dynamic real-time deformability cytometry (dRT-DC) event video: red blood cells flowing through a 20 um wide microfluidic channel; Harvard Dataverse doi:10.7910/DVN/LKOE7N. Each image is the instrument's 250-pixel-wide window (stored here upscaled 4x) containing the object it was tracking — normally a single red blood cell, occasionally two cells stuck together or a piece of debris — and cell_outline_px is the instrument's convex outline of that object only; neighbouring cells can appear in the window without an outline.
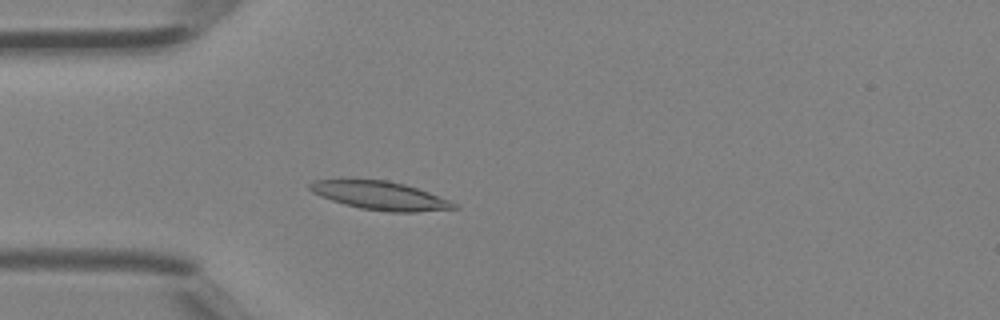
{"species": "Egyptian fruit bat (a non-hibernating species)", "species_latin": "Rousettus aegyptiacus", "temperature_condition": "room temperature", "stored_images_in_passage": 42, "camera_frame_rate_fps": 3000, "um_per_image_px": 0.085, "animal": {"sex": "female"}, "frame": {"image": 1, "passage_image": 12, "time_ms": 3.667, "image_size_px": [1000, 320], "cell_outline_px": [[460, 208], [416, 212], [388, 212], [360, 208], [344, 204], [320, 196], [312, 192], [308, 188], [308, 184], [312, 180], [388, 180], [404, 184], [428, 192], [448, 200], [456, 204]], "centroid_in_image_um": [32.29, 16.63], "position_along_channel_um": 52.7, "area_um2": 23.64}}
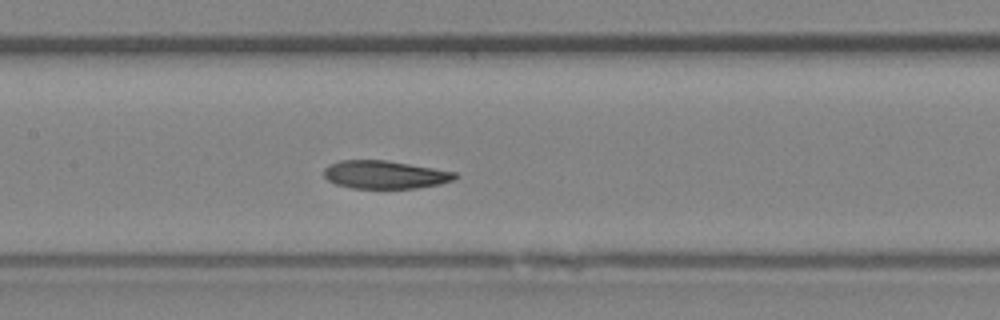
{"frame": {"image": 2, "passage_image": 20, "time_ms": 6.333, "image_size_px": [1000, 320], "cell_outline_px": [[460, 176], [456, 180], [440, 184], [416, 188], [352, 188], [336, 184], [328, 180], [324, 176], [324, 168], [328, 164], [340, 160], [384, 160], [456, 172]], "centroid_in_image_um": [32.72, 14.85], "position_along_channel_um": 174.7, "area_um2": 21.44}}
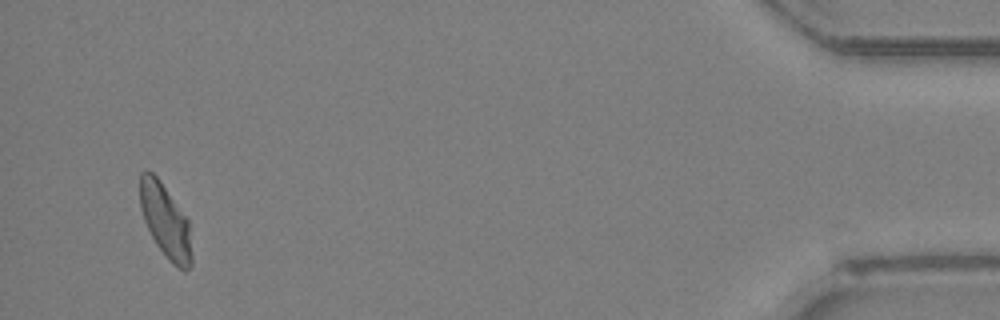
{"frame": {"image": 3, "passage_image": 40, "time_ms": 13.0, "image_size_px": [1000, 320], "cell_outline_px": [[192, 264], [184, 272], [172, 264], [168, 260], [156, 244], [144, 220], [140, 208], [140, 172], [152, 172], [156, 176], [188, 220], [192, 256]], "centroid_in_image_um": [14.06, 18.84], "position_along_channel_um": 421.1, "area_um2": 21.85}}